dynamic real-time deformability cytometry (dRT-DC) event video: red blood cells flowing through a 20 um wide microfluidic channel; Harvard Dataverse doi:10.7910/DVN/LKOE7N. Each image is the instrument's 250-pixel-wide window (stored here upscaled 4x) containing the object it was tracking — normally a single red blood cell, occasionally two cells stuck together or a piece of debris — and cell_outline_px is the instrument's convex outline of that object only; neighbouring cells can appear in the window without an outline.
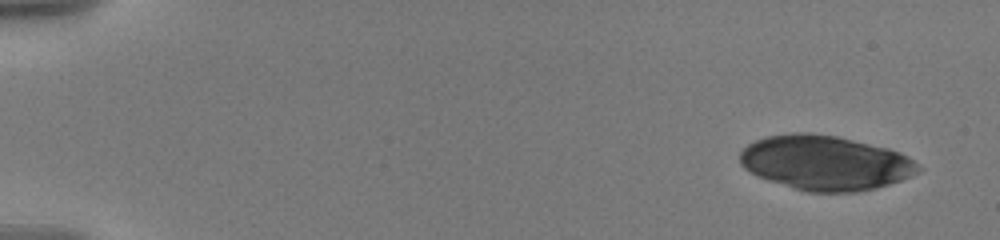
{"species": "human", "species_latin": "Homo sapiens", "temperature_condition": "warm", "stored_images_in_passage": 13, "camera_frame_rate_fps": 3000, "um_per_image_px": 0.085, "donor": {"sex": "male"}, "frame": {"image": 1, "passage_image": 1, "time_ms": 0.0, "image_size_px": [1000, 240], "cell_outline_px": [[924, 168], [920, 172], [912, 176], [876, 188], [856, 192], [808, 192], [768, 180], [756, 176], [748, 172], [740, 164], [740, 152], [748, 144], [756, 140], [768, 136], [792, 132], [808, 132], [836, 136], [888, 148], [900, 152], [908, 156]], "centroid_in_image_um": [70.16, 13.84], "position_along_channel_um": 14.8, "area_um2": 56.99}}
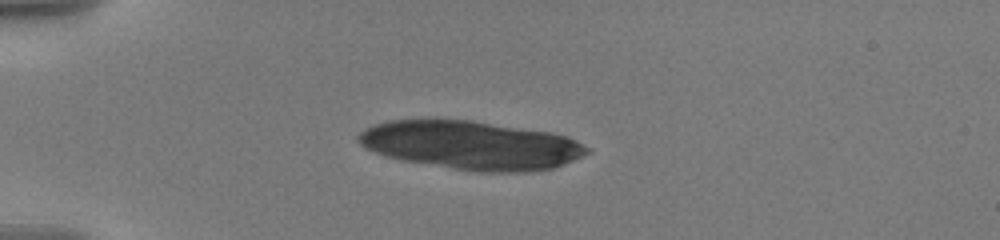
{"frame": {"image": 2, "passage_image": 7, "time_ms": 4.0, "image_size_px": [1000, 240], "cell_outline_px": [[592, 152], [564, 164], [552, 168], [528, 172], [484, 172], [456, 168], [404, 160], [388, 156], [364, 148], [356, 140], [356, 136], [364, 128], [372, 124], [388, 120], [436, 116], [472, 120], [552, 132], [568, 136], [576, 140], [588, 148]], "centroid_in_image_um": [40.0, 12.29], "position_along_channel_um": 45.0, "area_um2": 65.72}}